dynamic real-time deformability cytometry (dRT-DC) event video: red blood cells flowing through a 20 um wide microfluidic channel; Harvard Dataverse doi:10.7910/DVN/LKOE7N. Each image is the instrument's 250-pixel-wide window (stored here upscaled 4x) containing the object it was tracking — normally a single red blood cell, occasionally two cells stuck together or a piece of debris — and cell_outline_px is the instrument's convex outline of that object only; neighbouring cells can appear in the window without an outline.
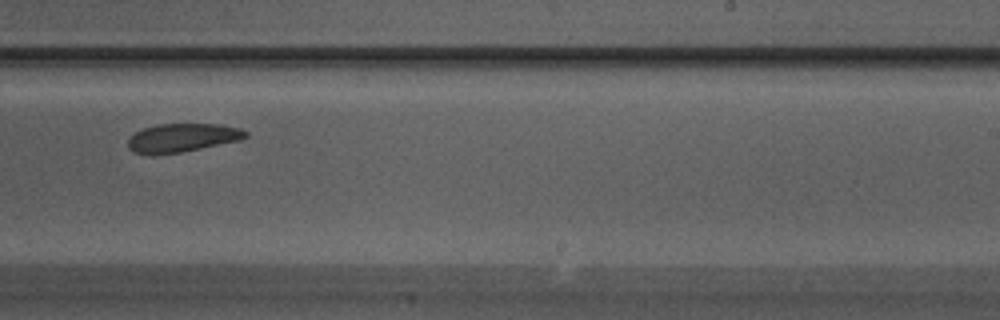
{"species": "Egyptian fruit bat (a non-hibernating species)", "species_latin": "Rousettus aegyptiacus", "temperature_condition": "warm", "stored_images_in_passage": 28, "camera_frame_rate_fps": 3000, "um_per_image_px": 0.085, "animal": {"sex": "male"}, "frame": {"image": 1, "passage_image": 16, "time_ms": 5.0, "image_size_px": [1000, 320], "cell_outline_px": [[248, 136], [240, 140], [180, 152], [152, 156], [148, 156], [132, 152], [128, 148], [128, 140], [136, 132], [144, 128], [160, 124], [220, 124], [240, 128], [248, 132]], "centroid_in_image_um": [15.47, 11.72], "position_along_channel_um": 273.5, "area_um2": 19.65}}
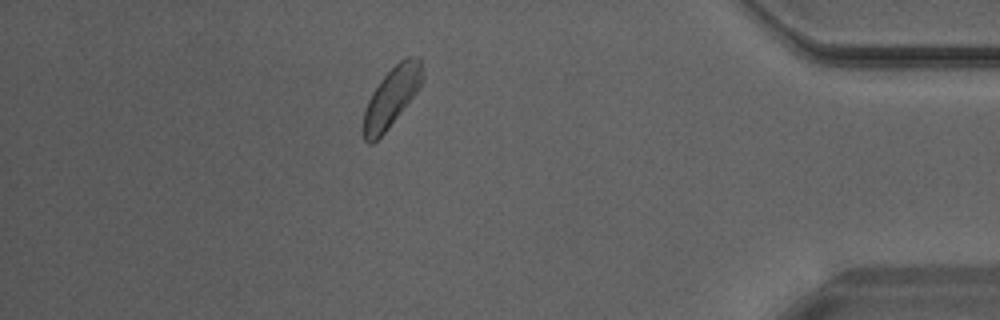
{"frame": {"image": 2, "passage_image": 24, "time_ms": 7.667, "image_size_px": [1000, 320], "cell_outline_px": [[424, 76], [416, 92], [388, 128], [372, 144], [368, 144], [364, 140], [364, 108], [372, 92], [380, 80], [400, 60], [408, 56], [420, 56]], "centroid_in_image_um": [33.28, 8.21], "position_along_channel_um": 401.9, "area_um2": 20.11}}